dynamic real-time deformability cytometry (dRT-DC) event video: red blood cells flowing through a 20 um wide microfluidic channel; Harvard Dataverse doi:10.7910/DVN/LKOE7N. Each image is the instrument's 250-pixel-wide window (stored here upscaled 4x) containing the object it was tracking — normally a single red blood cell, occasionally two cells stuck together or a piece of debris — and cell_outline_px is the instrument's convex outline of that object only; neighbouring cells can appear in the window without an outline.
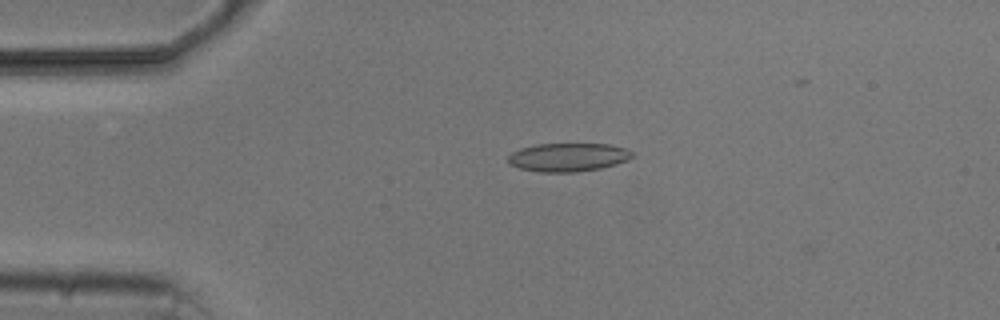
{"species": "common noctule bat (a hibernating species)", "species_latin": "Nyctalus noctula", "temperature_condition": "cold", "stored_images_in_passage": 3, "camera_frame_rate_fps": 3000, "um_per_image_px": 0.085, "animal": {"sex": "male", "body_mass_g": 20.5, "forearm_length_mm": 52.5}, "frame": {"image": 1, "passage_image": 2, "time_ms": 1.0, "image_size_px": [1000, 320], "cell_outline_px": [[636, 156], [628, 160], [616, 164], [600, 168], [576, 172], [540, 172], [520, 168], [512, 164], [508, 160], [508, 156], [512, 152], [520, 148], [536, 144], [608, 144], [628, 148], [636, 152]], "centroid_in_image_um": [48.37, 13.35], "position_along_channel_um": 36.6, "area_um2": 20.75}}